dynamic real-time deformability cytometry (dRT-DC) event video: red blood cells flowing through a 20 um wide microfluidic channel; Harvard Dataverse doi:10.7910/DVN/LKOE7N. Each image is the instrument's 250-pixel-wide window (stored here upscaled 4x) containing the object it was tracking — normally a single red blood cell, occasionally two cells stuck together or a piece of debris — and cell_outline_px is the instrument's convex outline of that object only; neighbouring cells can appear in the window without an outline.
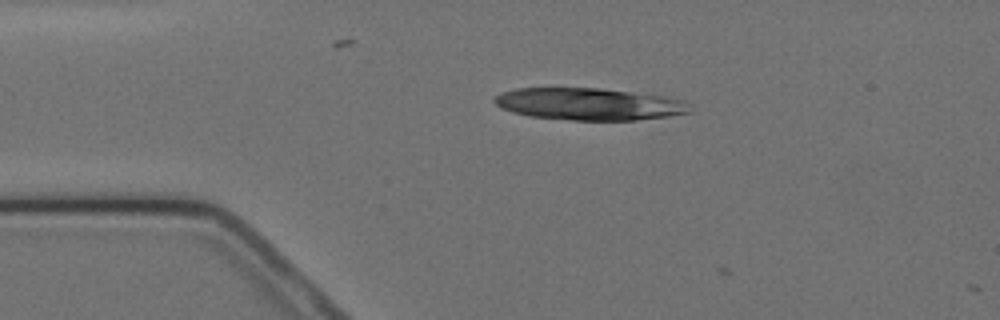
{"species": "Egyptian fruit bat (a non-hibernating species)", "species_latin": "Rousettus aegyptiacus", "temperature_condition": "cold", "stored_images_in_passage": 2, "camera_frame_rate_fps": 3000, "um_per_image_px": 0.085, "animal": {"sex": "female"}, "frame": {"image": 1, "passage_image": 1, "time_ms": 0.0, "image_size_px": [1000, 320], "cell_outline_px": [[692, 112], [668, 116], [636, 120], [572, 120], [528, 116], [512, 112], [500, 108], [492, 100], [500, 92], [516, 88], [552, 84], [600, 88], [632, 92], [660, 96], [680, 100], [688, 104]], "centroid_in_image_um": [49.91, 8.8], "position_along_channel_um": 35.1, "area_um2": 37.63}}